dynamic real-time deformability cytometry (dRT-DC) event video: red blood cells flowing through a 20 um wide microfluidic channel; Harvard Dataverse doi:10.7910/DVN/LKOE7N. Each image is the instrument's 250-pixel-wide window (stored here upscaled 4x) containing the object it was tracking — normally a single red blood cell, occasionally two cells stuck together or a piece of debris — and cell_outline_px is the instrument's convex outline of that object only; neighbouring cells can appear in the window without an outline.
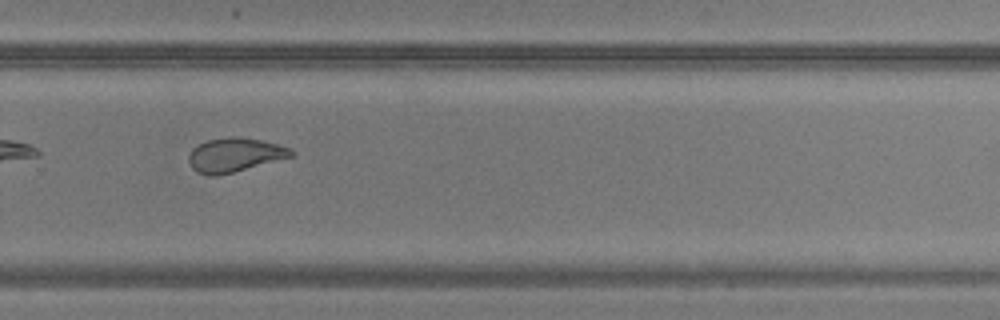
{"species": "common noctule bat (a hibernating species)", "species_latin": "Nyctalus noctula", "temperature_condition": "warm", "stored_images_in_passage": 31, "camera_frame_rate_fps": 3000, "um_per_image_px": 0.085, "animal": {"sex": "male", "body_mass_g": 20.5, "forearm_length_mm": 52.5}, "frame": {"image": 1, "passage_image": 24, "time_ms": 7.667, "image_size_px": [1000, 320], "cell_outline_px": [[296, 152], [292, 156], [232, 172], [216, 176], [208, 176], [196, 172], [192, 168], [188, 160], [188, 156], [192, 148], [208, 140], [228, 136], [236, 136], [260, 140], [276, 144], [288, 148]], "centroid_in_image_um": [19.89, 13.17], "position_along_channel_um": 309.9, "area_um2": 20.06}}